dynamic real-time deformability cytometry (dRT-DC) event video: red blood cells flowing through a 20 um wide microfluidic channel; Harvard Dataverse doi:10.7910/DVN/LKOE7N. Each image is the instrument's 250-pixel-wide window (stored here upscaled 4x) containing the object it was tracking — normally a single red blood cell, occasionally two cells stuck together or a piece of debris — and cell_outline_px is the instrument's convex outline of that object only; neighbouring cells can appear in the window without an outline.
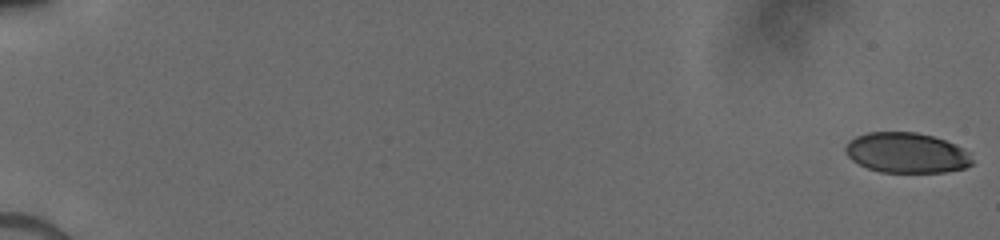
{"species": "human", "species_latin": "Homo sapiens", "temperature_condition": "cold", "stored_images_in_passage": 17, "camera_frame_rate_fps": 3000, "um_per_image_px": 0.085, "donor": {"sex": "male"}, "frame": {"image": 1, "passage_image": 1, "time_ms": 0.0, "image_size_px": [1000, 240], "cell_outline_px": [[972, 164], [964, 168], [944, 172], [880, 172], [868, 168], [852, 160], [844, 152], [844, 148], [848, 140], [856, 136], [868, 132], [916, 132], [932, 136], [956, 144], [964, 148], [968, 152], [972, 160]], "centroid_in_image_um": [77.04, 12.98], "position_along_channel_um": 8.0, "area_um2": 29.82}}
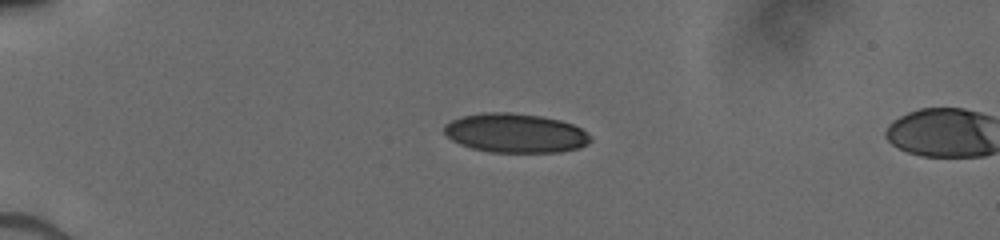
{"frame": {"image": 2, "passage_image": 15, "time_ms": 4.667, "image_size_px": [1000, 240], "cell_outline_px": [[592, 140], [588, 144], [580, 148], [560, 152], [492, 152], [472, 148], [460, 144], [452, 140], [444, 132], [444, 124], [460, 116], [484, 112], [508, 112], [540, 116], [560, 120], [572, 124], [580, 128], [592, 136]], "centroid_in_image_um": [43.82, 11.31], "position_along_channel_um": 41.2, "area_um2": 33.52}}